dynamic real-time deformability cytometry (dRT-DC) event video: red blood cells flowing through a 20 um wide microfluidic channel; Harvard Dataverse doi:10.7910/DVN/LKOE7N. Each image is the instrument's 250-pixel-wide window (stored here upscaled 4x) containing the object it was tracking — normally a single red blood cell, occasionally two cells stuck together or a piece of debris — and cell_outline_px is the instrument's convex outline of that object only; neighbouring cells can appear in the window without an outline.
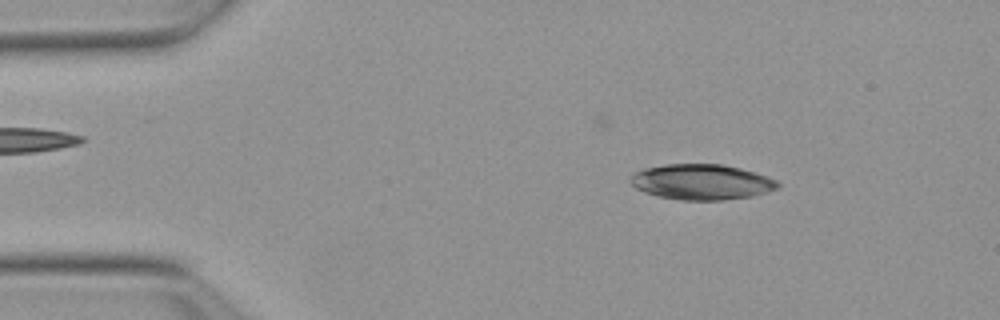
{"species": "Egyptian fruit bat (a non-hibernating species)", "species_latin": "Rousettus aegyptiacus", "temperature_condition": "warm", "stored_images_in_passage": 49, "camera_frame_rate_fps": 3000, "um_per_image_px": 0.085, "animal": {"sex": "female"}, "frame": {"image": 1, "passage_image": 5, "time_ms": 1.333, "image_size_px": [1000, 320], "cell_outline_px": [[780, 188], [768, 192], [752, 196], [724, 200], [680, 200], [656, 196], [644, 192], [636, 188], [628, 180], [628, 176], [644, 168], [664, 164], [724, 164], [756, 172], [768, 176], [776, 180], [780, 184]], "centroid_in_image_um": [59.64, 15.46], "position_along_channel_um": 25.4, "area_um2": 30.87}}
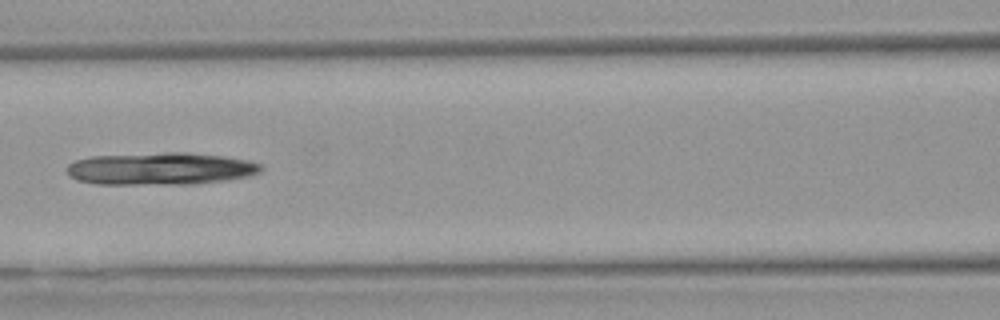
{"frame": {"image": 2, "passage_image": 20, "time_ms": 6.333, "image_size_px": [1000, 320], "cell_outline_px": [[264, 168], [260, 172], [248, 176], [224, 180], [192, 184], [96, 184], [76, 180], [68, 176], [64, 168], [68, 164], [76, 160], [92, 156], [164, 152], [188, 152], [224, 156], [248, 160], [260, 164]], "centroid_in_image_um": [13.6, 14.33], "position_along_channel_um": 153.0, "area_um2": 36.93}}
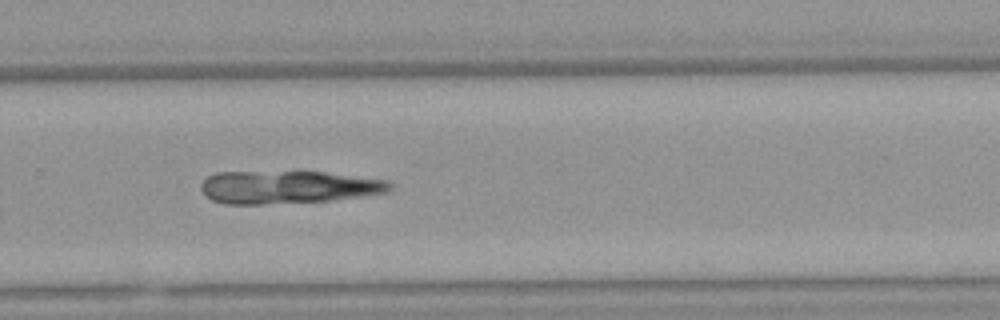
{"frame": {"image": 3, "passage_image": 32, "time_ms": 10.333, "image_size_px": [1000, 320], "cell_outline_px": [[392, 188], [388, 192], [332, 200], [264, 204], [224, 204], [212, 200], [200, 188], [200, 184], [208, 176], [216, 172], [324, 172], [392, 180]], "centroid_in_image_um": [24.52, 15.9], "position_along_channel_um": 305.3, "area_um2": 36.18}}